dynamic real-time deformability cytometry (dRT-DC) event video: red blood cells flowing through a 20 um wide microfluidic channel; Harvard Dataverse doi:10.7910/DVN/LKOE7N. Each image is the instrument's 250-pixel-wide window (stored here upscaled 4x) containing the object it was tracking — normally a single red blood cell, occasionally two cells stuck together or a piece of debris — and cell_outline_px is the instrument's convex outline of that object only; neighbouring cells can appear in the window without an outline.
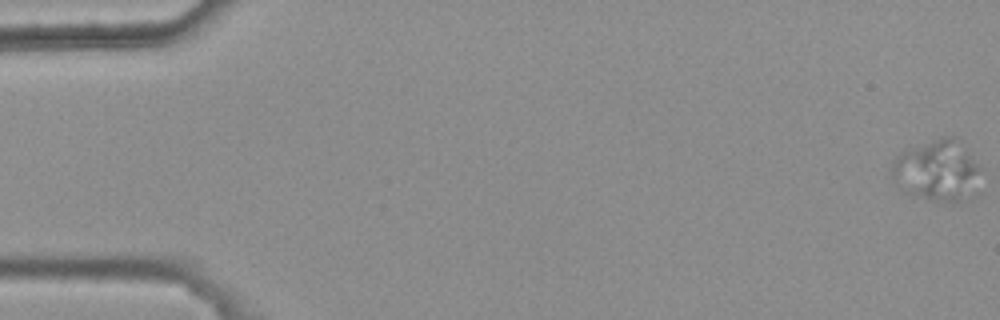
{"species": "common noctule bat (a hibernating species)", "species_latin": "Nyctalus noctula", "temperature_condition": "warm", "stored_images_in_passage": 9, "camera_frame_rate_fps": 3000, "um_per_image_px": 0.085, "animal": {"sex": "female", "body_mass_g": 25.1}, "frame": {"image": 1, "passage_image": 1, "time_ms": 0.0, "image_size_px": [1000, 320], "cell_outline_px": [[984, 192], [980, 196], [964, 200], [932, 200], [908, 196], [904, 192], [888, 172], [892, 160], [900, 152], [908, 148], [940, 136], [952, 136], [960, 140], [980, 164]], "centroid_in_image_um": [79.75, 14.52], "position_along_channel_um": 5.2, "area_um2": 33.52}}
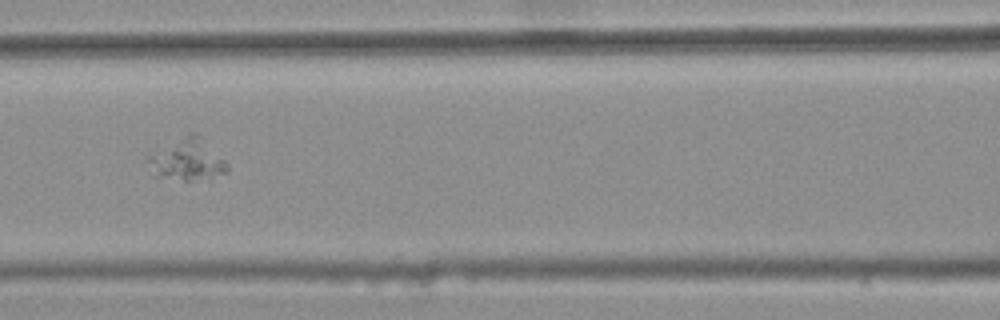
{"frame": {"image": 2, "passage_image": 7, "time_ms": 2.0, "image_size_px": [1000, 320], "cell_outline_px": [[228, 172], [212, 176], [188, 180], [184, 180], [152, 176], [148, 160], [148, 156], [192, 132], [196, 132], [228, 164]], "centroid_in_image_um": [15.91, 13.59], "position_along_channel_um": 150.7, "area_um2": 18.38}}
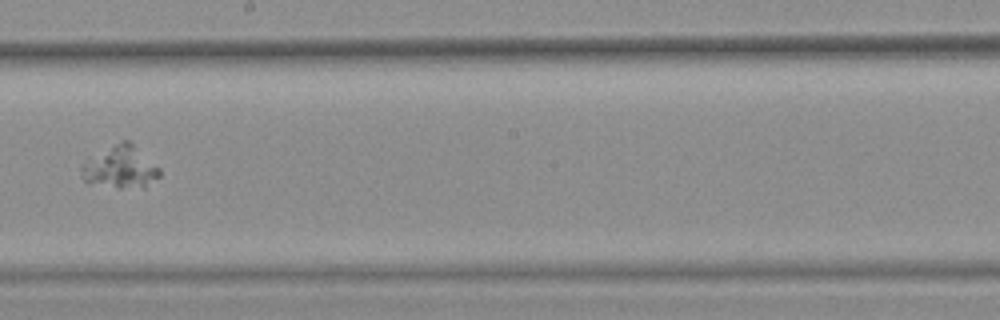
{"frame": {"image": 3, "passage_image": 9, "time_ms": 2.667, "image_size_px": [1000, 320], "cell_outline_px": [[160, 176], [144, 188], [116, 188], [88, 184], [80, 176], [80, 168], [88, 156], [124, 140], [128, 140], [160, 168]], "centroid_in_image_um": [10.18, 14.25], "position_along_channel_um": 238.0, "area_um2": 19.59}}